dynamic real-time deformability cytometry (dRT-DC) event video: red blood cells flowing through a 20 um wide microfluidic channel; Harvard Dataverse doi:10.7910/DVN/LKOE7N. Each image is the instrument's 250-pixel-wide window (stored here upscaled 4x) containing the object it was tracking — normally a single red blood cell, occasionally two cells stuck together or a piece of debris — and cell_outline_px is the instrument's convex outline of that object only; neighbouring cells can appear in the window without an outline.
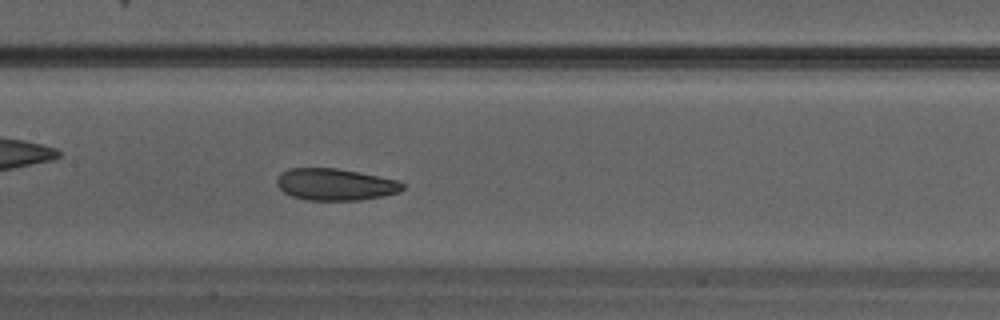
{"species": "Egyptian fruit bat (a non-hibernating species)", "species_latin": "Rousettus aegyptiacus", "temperature_condition": "warm", "stored_images_in_passage": 31, "camera_frame_rate_fps": 3000, "um_per_image_px": 0.085, "animal": {"sex": "male"}, "frame": {"image": 1, "passage_image": 14, "time_ms": 4.333, "image_size_px": [1000, 320], "cell_outline_px": [[404, 188], [400, 192], [384, 196], [360, 200], [304, 200], [292, 196], [284, 192], [276, 184], [276, 176], [280, 172], [288, 168], [336, 168], [400, 180], [404, 184]], "centroid_in_image_um": [28.49, 15.68], "position_along_channel_um": 178.9, "area_um2": 23.58}}